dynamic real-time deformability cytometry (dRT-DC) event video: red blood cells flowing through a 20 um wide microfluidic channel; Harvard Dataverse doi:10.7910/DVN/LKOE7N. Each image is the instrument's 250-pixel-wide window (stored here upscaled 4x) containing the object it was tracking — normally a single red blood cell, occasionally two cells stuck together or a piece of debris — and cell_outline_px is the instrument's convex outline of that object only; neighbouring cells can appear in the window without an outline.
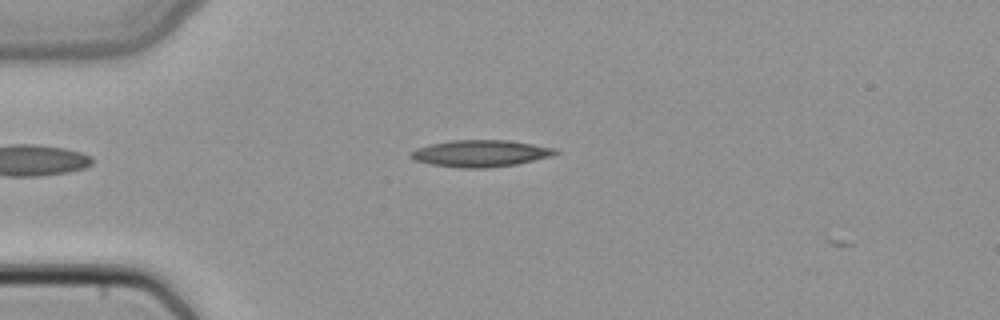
{"species": "common noctule bat (a hibernating species)", "species_latin": "Nyctalus noctula", "temperature_condition": "cold", "stored_images_in_passage": 6, "camera_frame_rate_fps": 3000, "um_per_image_px": 0.085, "animal": {"sex": "female", "body_mass_g": 22.7, "forearm_length_mm": 54.2}, "frame": {"image": 1, "passage_image": 5, "time_ms": 1.333, "image_size_px": [1000, 320], "cell_outline_px": [[560, 152], [552, 156], [516, 164], [484, 168], [460, 168], [428, 164], [412, 160], [408, 156], [408, 152], [416, 148], [428, 144], [452, 140], [508, 140], [556, 148]], "centroid_in_image_um": [40.77, 13.04], "position_along_channel_um": 44.2, "area_um2": 22.83}}